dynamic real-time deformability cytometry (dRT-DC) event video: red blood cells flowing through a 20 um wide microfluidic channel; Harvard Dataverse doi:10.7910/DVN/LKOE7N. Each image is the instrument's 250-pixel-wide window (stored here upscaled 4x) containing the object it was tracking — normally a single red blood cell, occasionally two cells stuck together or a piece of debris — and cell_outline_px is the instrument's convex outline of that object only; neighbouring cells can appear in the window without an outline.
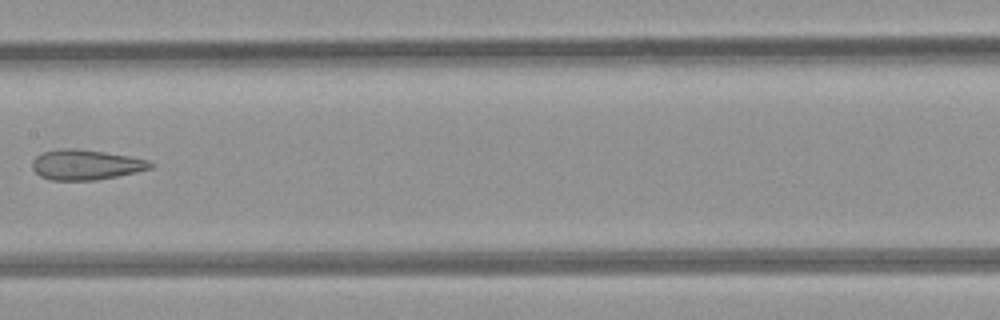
{"species": "common noctule bat (a hibernating species)", "species_latin": "Nyctalus noctula", "temperature_condition": "room temperature", "stored_images_in_passage": 8, "camera_frame_rate_fps": 3000, "um_per_image_px": 0.085, "animal": {"sex": "female", "body_mass_g": 21.9}, "frame": {"image": 1, "passage_image": 8, "time_ms": 8.0, "image_size_px": [1000, 320], "cell_outline_px": [[156, 164], [152, 168], [136, 172], [96, 180], [52, 180], [40, 176], [32, 168], [32, 160], [36, 156], [44, 152], [60, 148], [76, 148], [104, 152], [128, 156], [148, 160]], "centroid_in_image_um": [7.3, 14.0], "position_along_channel_um": 200.1, "area_um2": 20.75}}